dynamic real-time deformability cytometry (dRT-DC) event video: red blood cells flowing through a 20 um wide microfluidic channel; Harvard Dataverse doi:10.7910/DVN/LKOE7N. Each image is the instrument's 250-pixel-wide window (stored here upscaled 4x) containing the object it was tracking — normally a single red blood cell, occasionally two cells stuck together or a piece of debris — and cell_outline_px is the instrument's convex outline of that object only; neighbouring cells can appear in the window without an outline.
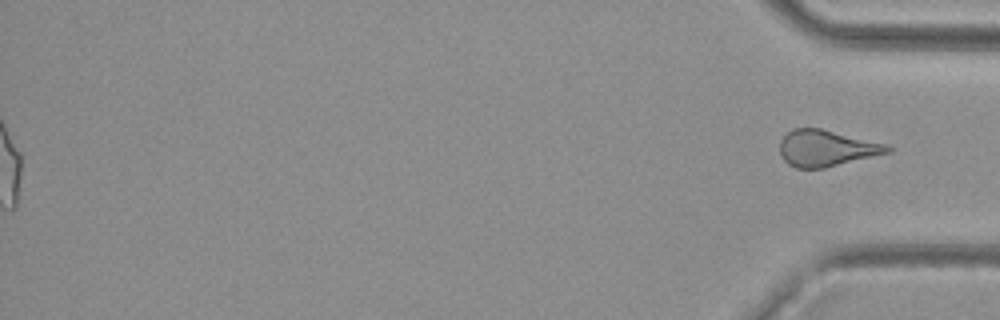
{"species": "common noctule bat (a hibernating species)", "species_latin": "Nyctalus noctula", "temperature_condition": "cold", "stored_images_in_passage": 49, "segment_of_instrument_passage": [2, 2], "camera_frame_rate_fps": 3000, "um_per_image_px": 0.085, "animal": {"sex": "female", "body_mass_g": 29.2, "forearm_length_mm": 56.3}, "frame": {"image": 1, "passage_image": 49, "time_ms": 16.0, "image_size_px": [1000, 320], "cell_outline_px": [[896, 148], [892, 152], [824, 168], [796, 168], [788, 164], [780, 156], [780, 140], [792, 128], [820, 128], [884, 144]], "centroid_in_image_um": [70.23, 12.61], "position_along_channel_um": 365.0, "area_um2": 22.72}}